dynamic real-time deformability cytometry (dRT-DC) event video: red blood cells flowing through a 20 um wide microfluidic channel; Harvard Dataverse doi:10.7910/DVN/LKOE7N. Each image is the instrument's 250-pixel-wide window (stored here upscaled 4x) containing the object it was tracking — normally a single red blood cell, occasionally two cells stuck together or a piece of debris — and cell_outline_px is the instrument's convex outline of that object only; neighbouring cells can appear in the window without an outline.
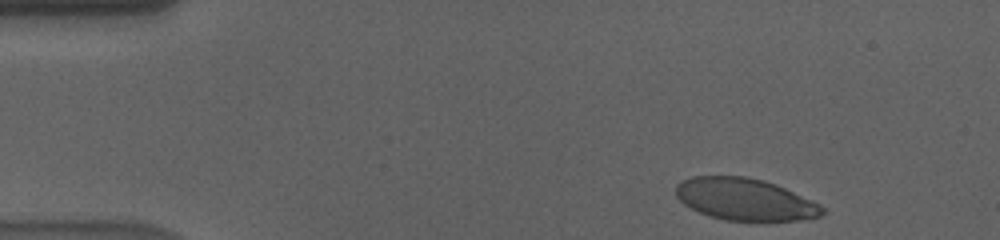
{"species": "human", "species_latin": "Homo sapiens", "temperature_condition": "cold", "stored_images_in_passage": 44, "camera_frame_rate_fps": 3000, "um_per_image_px": 0.085, "donor": {"sex": "male"}, "frame": {"image": 1, "passage_image": 2, "time_ms": 0.333, "image_size_px": [1000, 240], "cell_outline_px": [[828, 212], [820, 216], [800, 220], [764, 224], [724, 220], [708, 216], [684, 204], [676, 196], [676, 184], [680, 180], [692, 176], [748, 176], [764, 180], [776, 184], [812, 200], [820, 204]], "centroid_in_image_um": [63.37, 16.98], "position_along_channel_um": 21.6, "area_um2": 37.05}}
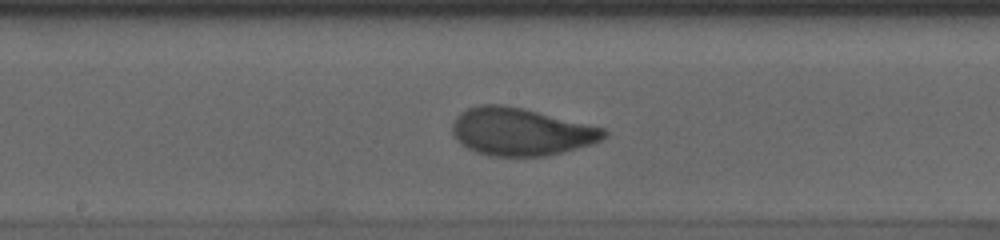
{"frame": {"image": 2, "passage_image": 25, "time_ms": 8.0, "image_size_px": [1000, 240], "cell_outline_px": [[608, 136], [592, 144], [548, 156], [488, 156], [476, 152], [460, 144], [456, 140], [452, 132], [452, 124], [456, 116], [460, 112], [468, 108], [480, 104], [500, 104], [524, 108], [604, 128], [608, 132]], "centroid_in_image_um": [44.25, 11.2], "position_along_channel_um": 203.9, "area_um2": 42.31}}
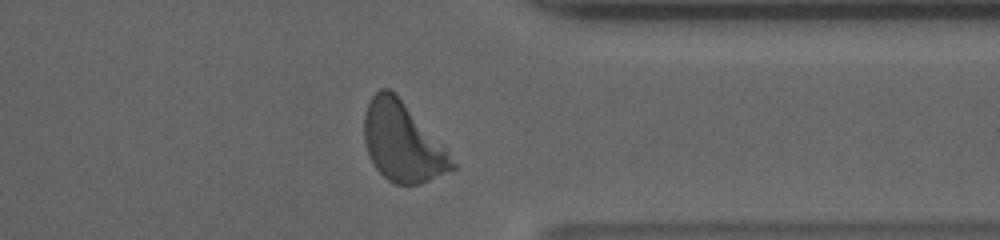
{"frame": {"image": 3, "passage_image": 40, "time_ms": 13.0, "image_size_px": [1000, 240], "cell_outline_px": [[456, 168], [420, 184], [396, 184], [388, 180], [376, 168], [364, 144], [364, 116], [368, 104], [372, 96], [380, 88], [388, 88], [400, 100], [448, 152], [456, 164]], "centroid_in_image_um": [34.17, 12.11], "position_along_channel_um": 377.2, "area_um2": 39.36}, "authors_computed_cell_mechanics": {"area_um2": 40.4022, "velocity_mm_per_s": 3.5601, "shape_relaxation_time_tau1_ms": 3.2634, "shape_relaxation_time_tau2_ms": null, "deformation_change_tau1": 0.1771, "deformation_change_tau2": null}}